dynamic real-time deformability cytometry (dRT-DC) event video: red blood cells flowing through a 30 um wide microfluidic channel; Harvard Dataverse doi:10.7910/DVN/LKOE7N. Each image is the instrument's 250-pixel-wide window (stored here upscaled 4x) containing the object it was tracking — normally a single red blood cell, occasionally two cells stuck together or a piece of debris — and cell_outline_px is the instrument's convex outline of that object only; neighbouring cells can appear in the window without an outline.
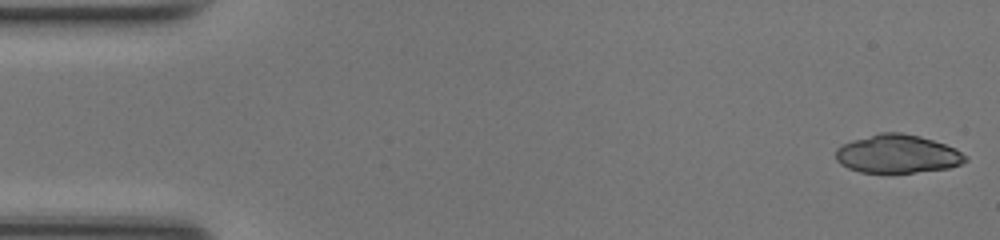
{"species": "common noctule bat (a hibernating species)", "species_latin": "Nyctalus noctula", "temperature_condition": "room temperature", "stored_images_in_passage": 48, "camera_frame_rate_fps": 3000, "um_per_image_px": 0.085, "animal": {"sex": "female", "body_mass_g": 17.0, "forearm_length_mm": 48.0}, "frame": {"image": 1, "passage_image": 1, "time_ms": 0.0, "image_size_px": [1000, 240], "cell_outline_px": [[968, 160], [960, 164], [948, 168], [888, 176], [860, 172], [848, 168], [840, 164], [836, 160], [836, 148], [852, 140], [880, 132], [900, 132], [920, 136], [956, 148], [968, 156]], "centroid_in_image_um": [76.27, 13.13], "position_along_channel_um": 8.7, "area_um2": 29.82}}